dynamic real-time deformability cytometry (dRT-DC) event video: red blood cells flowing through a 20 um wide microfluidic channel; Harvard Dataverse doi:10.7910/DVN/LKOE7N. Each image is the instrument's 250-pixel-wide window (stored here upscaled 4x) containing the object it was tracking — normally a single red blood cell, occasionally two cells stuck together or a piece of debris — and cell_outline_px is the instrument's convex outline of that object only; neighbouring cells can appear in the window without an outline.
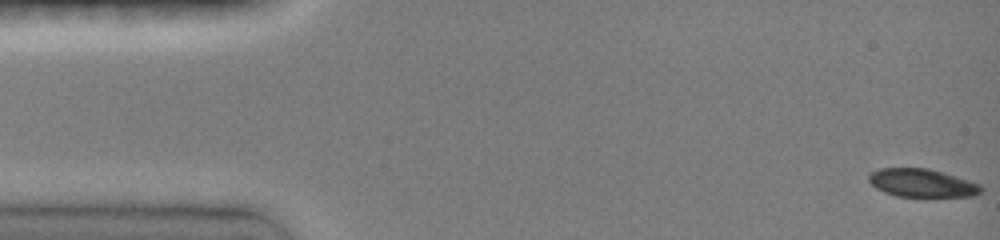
{"species": "common noctule bat (a hibernating species)", "species_latin": "Nyctalus noctula", "temperature_condition": "room temperature", "stored_images_in_passage": 51, "camera_frame_rate_fps": 3000, "um_per_image_px": 0.085, "animal": {"sex": "female", "body_mass_g": 19.0, "forearm_length_mm": 51.5}, "frame": {"image": 1, "passage_image": 1, "time_ms": 0.0, "image_size_px": [1000, 240], "cell_outline_px": [[984, 188], [980, 192], [972, 196], [896, 196], [884, 192], [876, 188], [868, 180], [868, 176], [872, 172], [880, 168], [928, 168], [956, 176], [980, 184]], "centroid_in_image_um": [78.36, 15.55], "position_along_channel_um": 6.6, "area_um2": 18.26}}
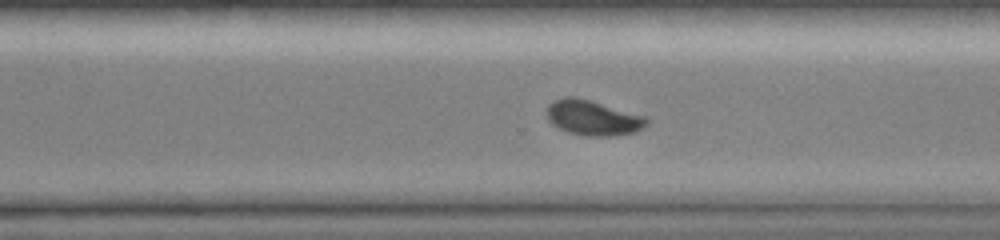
{"frame": {"image": 2, "passage_image": 35, "time_ms": 10.667, "image_size_px": [1000, 240], "cell_outline_px": [[648, 124], [636, 132], [612, 136], [588, 136], [568, 132], [552, 124], [548, 120], [548, 104], [564, 96], [572, 96], [588, 100], [648, 116]], "centroid_in_image_um": [50.44, 10.02], "position_along_channel_um": 320.2, "area_um2": 20.35}}
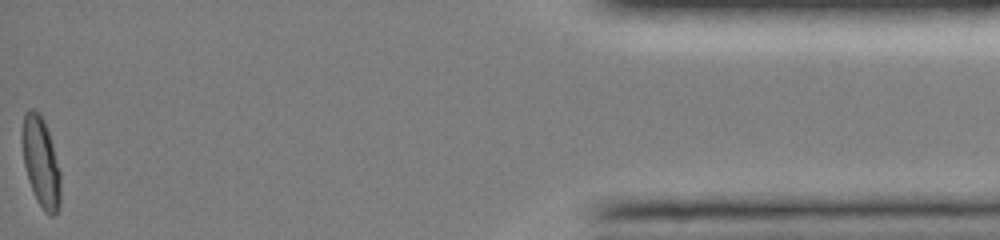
{"frame": {"image": 3, "passage_image": 51, "time_ms": 15.333, "image_size_px": [1000, 240], "cell_outline_px": [[60, 204], [56, 212], [52, 216], [48, 216], [44, 212], [28, 180], [24, 164], [20, 140], [20, 132], [24, 112], [28, 108], [32, 108], [44, 120], [52, 144], [60, 172]], "centroid_in_image_um": [3.44, 13.73], "position_along_channel_um": 431.8, "area_um2": 20.17}, "authors_computed_cell_mechanics": {"area_um2": 20.1722, "velocity_mm_per_s": 4.1063, "shape_relaxation_time_tau1_ms": 3.5029, "shape_relaxation_time_tau2_ms": 6.3647, "deformation_change_tau1": 0.1326, "deformation_change_tau2": 0.0418}}